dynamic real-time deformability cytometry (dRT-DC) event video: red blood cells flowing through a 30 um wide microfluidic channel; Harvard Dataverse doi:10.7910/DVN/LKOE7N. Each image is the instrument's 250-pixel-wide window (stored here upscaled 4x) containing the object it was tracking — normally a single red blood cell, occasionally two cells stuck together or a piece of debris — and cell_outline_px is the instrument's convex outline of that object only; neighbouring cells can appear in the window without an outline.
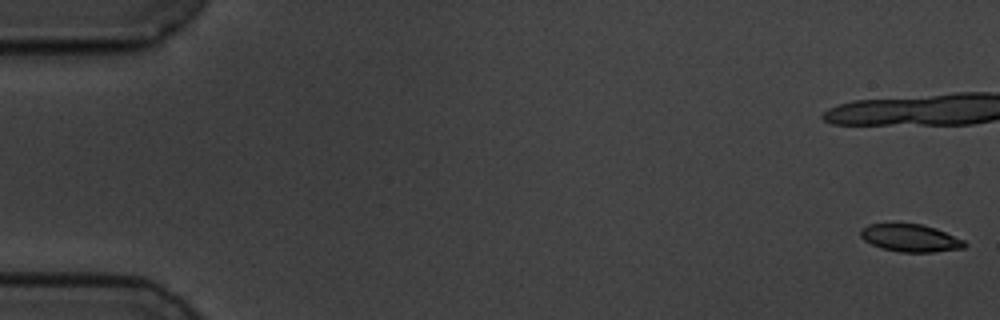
{"species": "common noctule bat (a hibernating species)", "species_latin": "Nyctalus noctula", "temperature_condition": "cold", "stored_images_in_passage": 57, "camera_frame_rate_fps": 3000, "um_per_image_px": 0.085, "animal": {"sex": "male", "body_mass_g": 19.5, "forearm_length_mm": 54.6}, "frame": {"image": 1, "passage_image": 1, "time_ms": 0.0, "image_size_px": [1000, 320], "cell_outline_px": [[968, 244], [964, 248], [932, 252], [900, 252], [880, 248], [864, 240], [860, 236], [860, 228], [868, 224], [920, 224], [936, 228], [964, 240]], "centroid_in_image_um": [77.38, 20.23], "position_along_channel_um": 7.6, "area_um2": 16.7}, "authors_computed_cell_mechanics": {"area_um2": 17.5712, "velocity_mm_per_s": 3.4978, "shape_relaxation_time_tau1_ms": 5.1527, "shape_relaxation_time_tau2_ms": null, "deformation_change_tau1": 0.1219, "deformation_change_tau2": null}}